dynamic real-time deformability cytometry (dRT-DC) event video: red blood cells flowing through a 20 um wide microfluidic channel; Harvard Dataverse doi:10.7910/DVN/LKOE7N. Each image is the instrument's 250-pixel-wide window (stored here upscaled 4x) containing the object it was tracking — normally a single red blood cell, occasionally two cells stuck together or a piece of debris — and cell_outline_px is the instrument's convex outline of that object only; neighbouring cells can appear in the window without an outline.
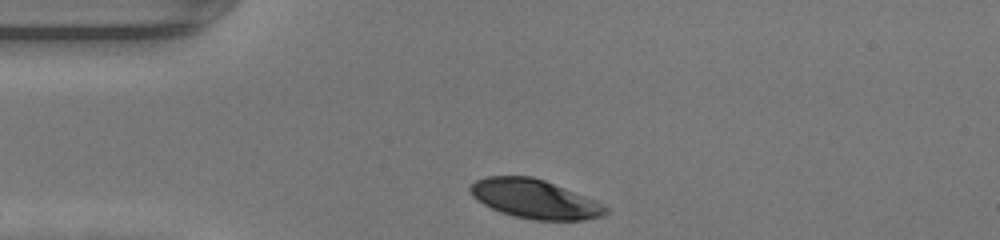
{"species": "human", "species_latin": "Homo sapiens", "temperature_condition": "warm", "stored_images_in_passage": 28, "camera_frame_rate_fps": 3000, "um_per_image_px": 0.085, "donor": {"sex": "female"}, "frame": {"image": 1, "passage_image": 1, "time_ms": 0.0, "image_size_px": [1000, 240], "cell_outline_px": [[608, 212], [600, 216], [584, 220], [532, 220], [500, 212], [476, 200], [472, 196], [468, 188], [476, 180], [488, 176], [532, 176], [544, 180], [596, 200], [608, 208]], "centroid_in_image_um": [45.44, 16.91], "position_along_channel_um": 39.6, "area_um2": 30.63}}
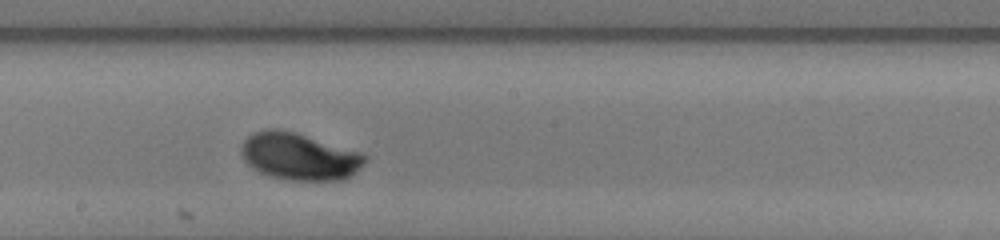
{"frame": {"image": 2, "passage_image": 16, "time_ms": 5.0, "image_size_px": [1000, 240], "cell_outline_px": [[368, 160], [356, 172], [344, 180], [288, 180], [272, 176], [260, 172], [252, 168], [244, 160], [240, 152], [240, 148], [244, 140], [252, 132], [268, 128], [276, 128], [296, 132], [360, 152], [368, 156]], "centroid_in_image_um": [25.43, 13.29], "position_along_channel_um": 222.8, "area_um2": 34.16}}
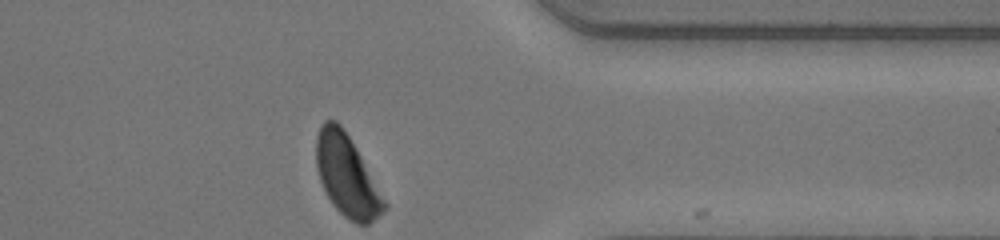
{"frame": {"image": 3, "passage_image": 28, "time_ms": 9.0, "image_size_px": [1000, 240], "cell_outline_px": [[388, 208], [384, 212], [368, 224], [356, 224], [348, 220], [332, 204], [320, 180], [316, 164], [316, 136], [320, 124], [324, 120], [336, 120], [340, 124], [356, 148], [388, 204]], "centroid_in_image_um": [29.48, 14.94], "position_along_channel_um": 381.9, "area_um2": 32.02}, "authors_computed_cell_mechanics": {"area_um2": 33.2639, "velocity_mm_per_s": 4.2839, "shape_relaxation_time_tau1_ms": 1.5926, "shape_relaxation_time_tau2_ms": null, "deformation_change_tau1": 0.1307, "deformation_change_tau2": null}}